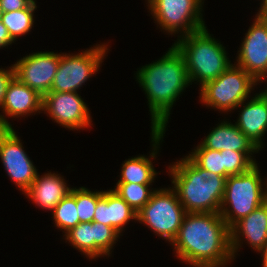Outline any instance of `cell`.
<instances>
[{
  "instance_id": "6da1fadb",
  "label": "cell",
  "mask_w": 267,
  "mask_h": 267,
  "mask_svg": "<svg viewBox=\"0 0 267 267\" xmlns=\"http://www.w3.org/2000/svg\"><path fill=\"white\" fill-rule=\"evenodd\" d=\"M136 77L147 94L154 148L150 156L154 158L165 134L170 110L177 97L191 82L184 58L174 45L157 62L140 68Z\"/></svg>"
},
{
  "instance_id": "7a4b0ae2",
  "label": "cell",
  "mask_w": 267,
  "mask_h": 267,
  "mask_svg": "<svg viewBox=\"0 0 267 267\" xmlns=\"http://www.w3.org/2000/svg\"><path fill=\"white\" fill-rule=\"evenodd\" d=\"M171 245L193 267H220L233 260L230 228L219 213H186Z\"/></svg>"
},
{
  "instance_id": "3957f363",
  "label": "cell",
  "mask_w": 267,
  "mask_h": 267,
  "mask_svg": "<svg viewBox=\"0 0 267 267\" xmlns=\"http://www.w3.org/2000/svg\"><path fill=\"white\" fill-rule=\"evenodd\" d=\"M173 188L187 213H219L226 178L198 167L188 156L169 166Z\"/></svg>"
},
{
  "instance_id": "277c9868",
  "label": "cell",
  "mask_w": 267,
  "mask_h": 267,
  "mask_svg": "<svg viewBox=\"0 0 267 267\" xmlns=\"http://www.w3.org/2000/svg\"><path fill=\"white\" fill-rule=\"evenodd\" d=\"M179 37L173 45L184 58L190 82L198 80L203 86L232 65L224 46L211 37L206 27Z\"/></svg>"
},
{
  "instance_id": "5b68a950",
  "label": "cell",
  "mask_w": 267,
  "mask_h": 267,
  "mask_svg": "<svg viewBox=\"0 0 267 267\" xmlns=\"http://www.w3.org/2000/svg\"><path fill=\"white\" fill-rule=\"evenodd\" d=\"M259 174L256 163L247 172L226 178L219 214L229 228L267 201L266 190L262 188L264 182Z\"/></svg>"
},
{
  "instance_id": "8992f818",
  "label": "cell",
  "mask_w": 267,
  "mask_h": 267,
  "mask_svg": "<svg viewBox=\"0 0 267 267\" xmlns=\"http://www.w3.org/2000/svg\"><path fill=\"white\" fill-rule=\"evenodd\" d=\"M256 84L257 81L249 73L232 64L216 79L200 87V100L220 111H231L246 101Z\"/></svg>"
},
{
  "instance_id": "52a82bcc",
  "label": "cell",
  "mask_w": 267,
  "mask_h": 267,
  "mask_svg": "<svg viewBox=\"0 0 267 267\" xmlns=\"http://www.w3.org/2000/svg\"><path fill=\"white\" fill-rule=\"evenodd\" d=\"M186 213L175 190L162 188L154 190L150 200L137 213V221L172 243Z\"/></svg>"
},
{
  "instance_id": "ba28073f",
  "label": "cell",
  "mask_w": 267,
  "mask_h": 267,
  "mask_svg": "<svg viewBox=\"0 0 267 267\" xmlns=\"http://www.w3.org/2000/svg\"><path fill=\"white\" fill-rule=\"evenodd\" d=\"M106 50L107 46L102 44L77 55L61 54L50 91L77 92L98 71Z\"/></svg>"
},
{
  "instance_id": "9c48e42d",
  "label": "cell",
  "mask_w": 267,
  "mask_h": 267,
  "mask_svg": "<svg viewBox=\"0 0 267 267\" xmlns=\"http://www.w3.org/2000/svg\"><path fill=\"white\" fill-rule=\"evenodd\" d=\"M148 8L156 22L165 31L182 36L205 28L202 19V0H147Z\"/></svg>"
},
{
  "instance_id": "30bf717a",
  "label": "cell",
  "mask_w": 267,
  "mask_h": 267,
  "mask_svg": "<svg viewBox=\"0 0 267 267\" xmlns=\"http://www.w3.org/2000/svg\"><path fill=\"white\" fill-rule=\"evenodd\" d=\"M61 54L36 52L13 65L14 76L41 96L49 93L59 65Z\"/></svg>"
},
{
  "instance_id": "8fae6325",
  "label": "cell",
  "mask_w": 267,
  "mask_h": 267,
  "mask_svg": "<svg viewBox=\"0 0 267 267\" xmlns=\"http://www.w3.org/2000/svg\"><path fill=\"white\" fill-rule=\"evenodd\" d=\"M42 111L65 128L81 129L91 125L86 103L77 92H53L43 96Z\"/></svg>"
},
{
  "instance_id": "7c38bea8",
  "label": "cell",
  "mask_w": 267,
  "mask_h": 267,
  "mask_svg": "<svg viewBox=\"0 0 267 267\" xmlns=\"http://www.w3.org/2000/svg\"><path fill=\"white\" fill-rule=\"evenodd\" d=\"M0 158L7 174L17 187L25 192L38 172L23 150L22 143L13 128H7L0 136Z\"/></svg>"
},
{
  "instance_id": "4fadbf2b",
  "label": "cell",
  "mask_w": 267,
  "mask_h": 267,
  "mask_svg": "<svg viewBox=\"0 0 267 267\" xmlns=\"http://www.w3.org/2000/svg\"><path fill=\"white\" fill-rule=\"evenodd\" d=\"M238 53L236 65L260 81L267 73V18L256 16Z\"/></svg>"
},
{
  "instance_id": "5bb4252c",
  "label": "cell",
  "mask_w": 267,
  "mask_h": 267,
  "mask_svg": "<svg viewBox=\"0 0 267 267\" xmlns=\"http://www.w3.org/2000/svg\"><path fill=\"white\" fill-rule=\"evenodd\" d=\"M241 235L258 252L267 245V201L230 228V246L233 259L238 247H241L239 244L242 241Z\"/></svg>"
},
{
  "instance_id": "9a60e30c",
  "label": "cell",
  "mask_w": 267,
  "mask_h": 267,
  "mask_svg": "<svg viewBox=\"0 0 267 267\" xmlns=\"http://www.w3.org/2000/svg\"><path fill=\"white\" fill-rule=\"evenodd\" d=\"M131 219L137 220V212L114 190L97 192L94 222L113 227L121 233L125 224Z\"/></svg>"
},
{
  "instance_id": "2e32d148",
  "label": "cell",
  "mask_w": 267,
  "mask_h": 267,
  "mask_svg": "<svg viewBox=\"0 0 267 267\" xmlns=\"http://www.w3.org/2000/svg\"><path fill=\"white\" fill-rule=\"evenodd\" d=\"M43 96L13 76L7 84L1 109L5 115L20 117L42 111Z\"/></svg>"
},
{
  "instance_id": "e0dca14e",
  "label": "cell",
  "mask_w": 267,
  "mask_h": 267,
  "mask_svg": "<svg viewBox=\"0 0 267 267\" xmlns=\"http://www.w3.org/2000/svg\"><path fill=\"white\" fill-rule=\"evenodd\" d=\"M243 103L239 105L244 107L235 125L260 150L267 131V96L258 93L246 105Z\"/></svg>"
},
{
  "instance_id": "ac0fdd59",
  "label": "cell",
  "mask_w": 267,
  "mask_h": 267,
  "mask_svg": "<svg viewBox=\"0 0 267 267\" xmlns=\"http://www.w3.org/2000/svg\"><path fill=\"white\" fill-rule=\"evenodd\" d=\"M71 189L58 174L50 172L40 177L37 173L35 180L24 193L37 206L53 211L54 207L71 192Z\"/></svg>"
},
{
  "instance_id": "d6986e66",
  "label": "cell",
  "mask_w": 267,
  "mask_h": 267,
  "mask_svg": "<svg viewBox=\"0 0 267 267\" xmlns=\"http://www.w3.org/2000/svg\"><path fill=\"white\" fill-rule=\"evenodd\" d=\"M211 150H233L239 152H258L259 149L251 142L239 128L231 122L223 121L214 128L208 136L197 146Z\"/></svg>"
},
{
  "instance_id": "ffe728a7",
  "label": "cell",
  "mask_w": 267,
  "mask_h": 267,
  "mask_svg": "<svg viewBox=\"0 0 267 267\" xmlns=\"http://www.w3.org/2000/svg\"><path fill=\"white\" fill-rule=\"evenodd\" d=\"M156 174L151 160L142 155L125 160L117 183L151 184Z\"/></svg>"
},
{
  "instance_id": "44dd1931",
  "label": "cell",
  "mask_w": 267,
  "mask_h": 267,
  "mask_svg": "<svg viewBox=\"0 0 267 267\" xmlns=\"http://www.w3.org/2000/svg\"><path fill=\"white\" fill-rule=\"evenodd\" d=\"M36 8V3L33 1L25 9L2 13L1 21L7 27L8 33L14 41L32 29L33 14Z\"/></svg>"
},
{
  "instance_id": "7402d4cb",
  "label": "cell",
  "mask_w": 267,
  "mask_h": 267,
  "mask_svg": "<svg viewBox=\"0 0 267 267\" xmlns=\"http://www.w3.org/2000/svg\"><path fill=\"white\" fill-rule=\"evenodd\" d=\"M52 212L56 227L64 230V233L77 226L80 221L76 205V188H72L71 192L54 207Z\"/></svg>"
},
{
  "instance_id": "603a6c76",
  "label": "cell",
  "mask_w": 267,
  "mask_h": 267,
  "mask_svg": "<svg viewBox=\"0 0 267 267\" xmlns=\"http://www.w3.org/2000/svg\"><path fill=\"white\" fill-rule=\"evenodd\" d=\"M151 184L117 183L114 191L124 199L137 213L150 200L154 190L148 189Z\"/></svg>"
},
{
  "instance_id": "cb8c5ba5",
  "label": "cell",
  "mask_w": 267,
  "mask_h": 267,
  "mask_svg": "<svg viewBox=\"0 0 267 267\" xmlns=\"http://www.w3.org/2000/svg\"><path fill=\"white\" fill-rule=\"evenodd\" d=\"M75 248L83 252L90 259H94V228L93 222H82L65 234Z\"/></svg>"
},
{
  "instance_id": "d4e9b609",
  "label": "cell",
  "mask_w": 267,
  "mask_h": 267,
  "mask_svg": "<svg viewBox=\"0 0 267 267\" xmlns=\"http://www.w3.org/2000/svg\"><path fill=\"white\" fill-rule=\"evenodd\" d=\"M188 157L198 166L209 172L225 177L223 166V154L218 150L208 148H196Z\"/></svg>"
},
{
  "instance_id": "484cf974",
  "label": "cell",
  "mask_w": 267,
  "mask_h": 267,
  "mask_svg": "<svg viewBox=\"0 0 267 267\" xmlns=\"http://www.w3.org/2000/svg\"><path fill=\"white\" fill-rule=\"evenodd\" d=\"M223 154V166L225 167V177L239 175L247 172L256 161L251 158L252 152H239L233 150H221ZM250 154V155H249Z\"/></svg>"
},
{
  "instance_id": "4316f807",
  "label": "cell",
  "mask_w": 267,
  "mask_h": 267,
  "mask_svg": "<svg viewBox=\"0 0 267 267\" xmlns=\"http://www.w3.org/2000/svg\"><path fill=\"white\" fill-rule=\"evenodd\" d=\"M94 259L102 255H110L113 245L121 235L113 227L93 221Z\"/></svg>"
},
{
  "instance_id": "83f0119b",
  "label": "cell",
  "mask_w": 267,
  "mask_h": 267,
  "mask_svg": "<svg viewBox=\"0 0 267 267\" xmlns=\"http://www.w3.org/2000/svg\"><path fill=\"white\" fill-rule=\"evenodd\" d=\"M76 205L80 223L93 222L97 205V191L91 192L85 187L76 189Z\"/></svg>"
},
{
  "instance_id": "f1b7e54d",
  "label": "cell",
  "mask_w": 267,
  "mask_h": 267,
  "mask_svg": "<svg viewBox=\"0 0 267 267\" xmlns=\"http://www.w3.org/2000/svg\"><path fill=\"white\" fill-rule=\"evenodd\" d=\"M34 0H0L2 13L27 8Z\"/></svg>"
},
{
  "instance_id": "f546056e",
  "label": "cell",
  "mask_w": 267,
  "mask_h": 267,
  "mask_svg": "<svg viewBox=\"0 0 267 267\" xmlns=\"http://www.w3.org/2000/svg\"><path fill=\"white\" fill-rule=\"evenodd\" d=\"M10 69L5 70L0 68V107L3 103L5 91L7 84L11 80V78L14 76V68L13 66L9 67Z\"/></svg>"
},
{
  "instance_id": "4dcf8cb0",
  "label": "cell",
  "mask_w": 267,
  "mask_h": 267,
  "mask_svg": "<svg viewBox=\"0 0 267 267\" xmlns=\"http://www.w3.org/2000/svg\"><path fill=\"white\" fill-rule=\"evenodd\" d=\"M12 43H14V40L9 35L7 27L0 20V48L8 46Z\"/></svg>"
},
{
  "instance_id": "1f68e13d",
  "label": "cell",
  "mask_w": 267,
  "mask_h": 267,
  "mask_svg": "<svg viewBox=\"0 0 267 267\" xmlns=\"http://www.w3.org/2000/svg\"><path fill=\"white\" fill-rule=\"evenodd\" d=\"M13 128L12 125L5 119L4 115H0V136L7 130Z\"/></svg>"
},
{
  "instance_id": "d6a6232c",
  "label": "cell",
  "mask_w": 267,
  "mask_h": 267,
  "mask_svg": "<svg viewBox=\"0 0 267 267\" xmlns=\"http://www.w3.org/2000/svg\"><path fill=\"white\" fill-rule=\"evenodd\" d=\"M260 11L256 14L257 17L267 18V0H262Z\"/></svg>"
},
{
  "instance_id": "836d02e7",
  "label": "cell",
  "mask_w": 267,
  "mask_h": 267,
  "mask_svg": "<svg viewBox=\"0 0 267 267\" xmlns=\"http://www.w3.org/2000/svg\"><path fill=\"white\" fill-rule=\"evenodd\" d=\"M262 253V257H263V267H267V245L261 250Z\"/></svg>"
},
{
  "instance_id": "e575fe53",
  "label": "cell",
  "mask_w": 267,
  "mask_h": 267,
  "mask_svg": "<svg viewBox=\"0 0 267 267\" xmlns=\"http://www.w3.org/2000/svg\"><path fill=\"white\" fill-rule=\"evenodd\" d=\"M266 78H267V73L262 77V79L260 81H262V80L264 81ZM261 94L264 96H267V89L264 92L262 91Z\"/></svg>"
},
{
  "instance_id": "d590c367",
  "label": "cell",
  "mask_w": 267,
  "mask_h": 267,
  "mask_svg": "<svg viewBox=\"0 0 267 267\" xmlns=\"http://www.w3.org/2000/svg\"><path fill=\"white\" fill-rule=\"evenodd\" d=\"M1 17H2V10H1V7H0V20H1Z\"/></svg>"
}]
</instances>
